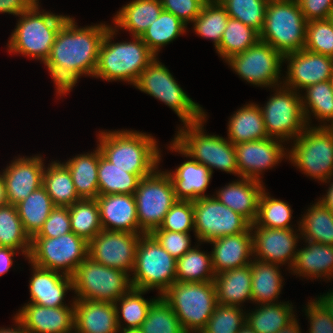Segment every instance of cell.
<instances>
[{"label": "cell", "mask_w": 333, "mask_h": 333, "mask_svg": "<svg viewBox=\"0 0 333 333\" xmlns=\"http://www.w3.org/2000/svg\"><path fill=\"white\" fill-rule=\"evenodd\" d=\"M304 49L333 58V23L330 19L307 22Z\"/></svg>", "instance_id": "f5cc1de1"}, {"label": "cell", "mask_w": 333, "mask_h": 333, "mask_svg": "<svg viewBox=\"0 0 333 333\" xmlns=\"http://www.w3.org/2000/svg\"><path fill=\"white\" fill-rule=\"evenodd\" d=\"M116 28L106 31L99 49L98 64L93 77L103 80H122L135 85L143 70L156 57L141 39L133 37L130 42L111 43Z\"/></svg>", "instance_id": "3957f363"}, {"label": "cell", "mask_w": 333, "mask_h": 333, "mask_svg": "<svg viewBox=\"0 0 333 333\" xmlns=\"http://www.w3.org/2000/svg\"><path fill=\"white\" fill-rule=\"evenodd\" d=\"M98 163L99 147L93 153L78 155L64 163L81 199H96L99 196Z\"/></svg>", "instance_id": "d6a6232c"}, {"label": "cell", "mask_w": 333, "mask_h": 333, "mask_svg": "<svg viewBox=\"0 0 333 333\" xmlns=\"http://www.w3.org/2000/svg\"><path fill=\"white\" fill-rule=\"evenodd\" d=\"M142 333H187L170 305L159 296L140 327Z\"/></svg>", "instance_id": "c3c4849f"}, {"label": "cell", "mask_w": 333, "mask_h": 333, "mask_svg": "<svg viewBox=\"0 0 333 333\" xmlns=\"http://www.w3.org/2000/svg\"><path fill=\"white\" fill-rule=\"evenodd\" d=\"M110 26L98 24L77 28L74 18L68 17L60 27L45 65H59L80 75L95 74L99 49Z\"/></svg>", "instance_id": "6da1fadb"}, {"label": "cell", "mask_w": 333, "mask_h": 333, "mask_svg": "<svg viewBox=\"0 0 333 333\" xmlns=\"http://www.w3.org/2000/svg\"><path fill=\"white\" fill-rule=\"evenodd\" d=\"M309 244L297 250L296 258L290 270L300 276L329 279L333 275V245L307 241Z\"/></svg>", "instance_id": "4dcf8cb0"}, {"label": "cell", "mask_w": 333, "mask_h": 333, "mask_svg": "<svg viewBox=\"0 0 333 333\" xmlns=\"http://www.w3.org/2000/svg\"><path fill=\"white\" fill-rule=\"evenodd\" d=\"M238 333H257L254 329H252L247 323L241 328Z\"/></svg>", "instance_id": "2644e50d"}, {"label": "cell", "mask_w": 333, "mask_h": 333, "mask_svg": "<svg viewBox=\"0 0 333 333\" xmlns=\"http://www.w3.org/2000/svg\"><path fill=\"white\" fill-rule=\"evenodd\" d=\"M259 40L260 33L257 30L245 25L240 20L229 17L221 43L216 51L226 61L231 56L244 52Z\"/></svg>", "instance_id": "ab89813d"}, {"label": "cell", "mask_w": 333, "mask_h": 333, "mask_svg": "<svg viewBox=\"0 0 333 333\" xmlns=\"http://www.w3.org/2000/svg\"><path fill=\"white\" fill-rule=\"evenodd\" d=\"M317 301L333 318V290L330 293L320 296Z\"/></svg>", "instance_id": "e7e4bbea"}, {"label": "cell", "mask_w": 333, "mask_h": 333, "mask_svg": "<svg viewBox=\"0 0 333 333\" xmlns=\"http://www.w3.org/2000/svg\"><path fill=\"white\" fill-rule=\"evenodd\" d=\"M100 133L98 147L102 155L120 169L142 177H147L158 169L161 155L152 136L136 130Z\"/></svg>", "instance_id": "7a4b0ae2"}, {"label": "cell", "mask_w": 333, "mask_h": 333, "mask_svg": "<svg viewBox=\"0 0 333 333\" xmlns=\"http://www.w3.org/2000/svg\"><path fill=\"white\" fill-rule=\"evenodd\" d=\"M287 59V60H286ZM288 61V73L285 87L295 90L331 80L333 75V58L314 53L306 49L283 56Z\"/></svg>", "instance_id": "ac0fdd59"}, {"label": "cell", "mask_w": 333, "mask_h": 333, "mask_svg": "<svg viewBox=\"0 0 333 333\" xmlns=\"http://www.w3.org/2000/svg\"><path fill=\"white\" fill-rule=\"evenodd\" d=\"M55 207L43 186L16 204L22 225L31 239L39 233Z\"/></svg>", "instance_id": "e575fe53"}, {"label": "cell", "mask_w": 333, "mask_h": 333, "mask_svg": "<svg viewBox=\"0 0 333 333\" xmlns=\"http://www.w3.org/2000/svg\"><path fill=\"white\" fill-rule=\"evenodd\" d=\"M157 59L155 57L143 70L134 86L164 102L178 115L183 124L196 123L206 118L199 104L188 97L170 71Z\"/></svg>", "instance_id": "ba28073f"}, {"label": "cell", "mask_w": 333, "mask_h": 333, "mask_svg": "<svg viewBox=\"0 0 333 333\" xmlns=\"http://www.w3.org/2000/svg\"><path fill=\"white\" fill-rule=\"evenodd\" d=\"M33 277L29 288L31 303L44 307H62L66 291L73 290L72 276L60 274L58 271L43 269L31 264Z\"/></svg>", "instance_id": "484cf974"}, {"label": "cell", "mask_w": 333, "mask_h": 333, "mask_svg": "<svg viewBox=\"0 0 333 333\" xmlns=\"http://www.w3.org/2000/svg\"><path fill=\"white\" fill-rule=\"evenodd\" d=\"M307 20L297 0L268 3L260 40L282 56L304 49Z\"/></svg>", "instance_id": "52a82bcc"}, {"label": "cell", "mask_w": 333, "mask_h": 333, "mask_svg": "<svg viewBox=\"0 0 333 333\" xmlns=\"http://www.w3.org/2000/svg\"><path fill=\"white\" fill-rule=\"evenodd\" d=\"M242 308L217 304L202 333H238L246 323Z\"/></svg>", "instance_id": "816d5d0a"}, {"label": "cell", "mask_w": 333, "mask_h": 333, "mask_svg": "<svg viewBox=\"0 0 333 333\" xmlns=\"http://www.w3.org/2000/svg\"><path fill=\"white\" fill-rule=\"evenodd\" d=\"M75 333H118L114 303L75 299Z\"/></svg>", "instance_id": "d4e9b609"}, {"label": "cell", "mask_w": 333, "mask_h": 333, "mask_svg": "<svg viewBox=\"0 0 333 333\" xmlns=\"http://www.w3.org/2000/svg\"><path fill=\"white\" fill-rule=\"evenodd\" d=\"M247 82L257 86H278L283 56L271 45L259 40L244 52L226 60Z\"/></svg>", "instance_id": "2e32d148"}, {"label": "cell", "mask_w": 333, "mask_h": 333, "mask_svg": "<svg viewBox=\"0 0 333 333\" xmlns=\"http://www.w3.org/2000/svg\"><path fill=\"white\" fill-rule=\"evenodd\" d=\"M0 248H3V246H2V242H1V239H0Z\"/></svg>", "instance_id": "b9fcfbb0"}, {"label": "cell", "mask_w": 333, "mask_h": 333, "mask_svg": "<svg viewBox=\"0 0 333 333\" xmlns=\"http://www.w3.org/2000/svg\"><path fill=\"white\" fill-rule=\"evenodd\" d=\"M42 157H21L14 160L2 173L8 204L16 205L43 184Z\"/></svg>", "instance_id": "44dd1931"}, {"label": "cell", "mask_w": 333, "mask_h": 333, "mask_svg": "<svg viewBox=\"0 0 333 333\" xmlns=\"http://www.w3.org/2000/svg\"><path fill=\"white\" fill-rule=\"evenodd\" d=\"M150 234L176 260L192 249L189 233L170 232L159 227Z\"/></svg>", "instance_id": "11a10c76"}, {"label": "cell", "mask_w": 333, "mask_h": 333, "mask_svg": "<svg viewBox=\"0 0 333 333\" xmlns=\"http://www.w3.org/2000/svg\"><path fill=\"white\" fill-rule=\"evenodd\" d=\"M259 307L246 314V323L257 333H277L295 319L291 304L274 302Z\"/></svg>", "instance_id": "74e56055"}, {"label": "cell", "mask_w": 333, "mask_h": 333, "mask_svg": "<svg viewBox=\"0 0 333 333\" xmlns=\"http://www.w3.org/2000/svg\"><path fill=\"white\" fill-rule=\"evenodd\" d=\"M69 232H72L69 209L56 206L44 222L42 229L34 237L54 238Z\"/></svg>", "instance_id": "9f6ffc18"}, {"label": "cell", "mask_w": 333, "mask_h": 333, "mask_svg": "<svg viewBox=\"0 0 333 333\" xmlns=\"http://www.w3.org/2000/svg\"><path fill=\"white\" fill-rule=\"evenodd\" d=\"M38 0H0V13L19 16L29 10Z\"/></svg>", "instance_id": "6125c7cd"}, {"label": "cell", "mask_w": 333, "mask_h": 333, "mask_svg": "<svg viewBox=\"0 0 333 333\" xmlns=\"http://www.w3.org/2000/svg\"><path fill=\"white\" fill-rule=\"evenodd\" d=\"M134 197L139 228L145 234L161 226L165 215L177 201L170 176L159 170L140 179Z\"/></svg>", "instance_id": "4fadbf2b"}, {"label": "cell", "mask_w": 333, "mask_h": 333, "mask_svg": "<svg viewBox=\"0 0 333 333\" xmlns=\"http://www.w3.org/2000/svg\"><path fill=\"white\" fill-rule=\"evenodd\" d=\"M132 287L149 291L158 289L160 296L176 282V259L151 234H142L136 248Z\"/></svg>", "instance_id": "30bf717a"}, {"label": "cell", "mask_w": 333, "mask_h": 333, "mask_svg": "<svg viewBox=\"0 0 333 333\" xmlns=\"http://www.w3.org/2000/svg\"><path fill=\"white\" fill-rule=\"evenodd\" d=\"M305 310L310 320V333H333V318L316 299L308 302Z\"/></svg>", "instance_id": "680465c9"}, {"label": "cell", "mask_w": 333, "mask_h": 333, "mask_svg": "<svg viewBox=\"0 0 333 333\" xmlns=\"http://www.w3.org/2000/svg\"><path fill=\"white\" fill-rule=\"evenodd\" d=\"M267 137L261 107L257 104L245 105L230 117L228 140L232 144L257 141Z\"/></svg>", "instance_id": "1f68e13d"}, {"label": "cell", "mask_w": 333, "mask_h": 333, "mask_svg": "<svg viewBox=\"0 0 333 333\" xmlns=\"http://www.w3.org/2000/svg\"><path fill=\"white\" fill-rule=\"evenodd\" d=\"M8 204L6 185L2 175H0V207Z\"/></svg>", "instance_id": "a7ac6f4b"}, {"label": "cell", "mask_w": 333, "mask_h": 333, "mask_svg": "<svg viewBox=\"0 0 333 333\" xmlns=\"http://www.w3.org/2000/svg\"><path fill=\"white\" fill-rule=\"evenodd\" d=\"M214 277L211 254H205L198 248L188 250L176 260L178 282H209L214 281Z\"/></svg>", "instance_id": "7bdbcfd3"}, {"label": "cell", "mask_w": 333, "mask_h": 333, "mask_svg": "<svg viewBox=\"0 0 333 333\" xmlns=\"http://www.w3.org/2000/svg\"><path fill=\"white\" fill-rule=\"evenodd\" d=\"M268 3L271 2H288V1H293V0H266Z\"/></svg>", "instance_id": "753ad0ef"}, {"label": "cell", "mask_w": 333, "mask_h": 333, "mask_svg": "<svg viewBox=\"0 0 333 333\" xmlns=\"http://www.w3.org/2000/svg\"><path fill=\"white\" fill-rule=\"evenodd\" d=\"M0 239L3 247L21 249L22 254L29 257L31 238L22 225L16 205L0 207Z\"/></svg>", "instance_id": "b9f144b4"}, {"label": "cell", "mask_w": 333, "mask_h": 333, "mask_svg": "<svg viewBox=\"0 0 333 333\" xmlns=\"http://www.w3.org/2000/svg\"><path fill=\"white\" fill-rule=\"evenodd\" d=\"M14 320L18 325L16 328H9V329L0 328V333H28L22 326L21 322L16 317H14Z\"/></svg>", "instance_id": "89a4df30"}, {"label": "cell", "mask_w": 333, "mask_h": 333, "mask_svg": "<svg viewBox=\"0 0 333 333\" xmlns=\"http://www.w3.org/2000/svg\"><path fill=\"white\" fill-rule=\"evenodd\" d=\"M204 3H215V2H219V0H201Z\"/></svg>", "instance_id": "34e18365"}, {"label": "cell", "mask_w": 333, "mask_h": 333, "mask_svg": "<svg viewBox=\"0 0 333 333\" xmlns=\"http://www.w3.org/2000/svg\"><path fill=\"white\" fill-rule=\"evenodd\" d=\"M172 172L167 173L172 180L177 200L195 201L200 197H206L204 192L209 185L212 173L205 165L191 159Z\"/></svg>", "instance_id": "83f0119b"}, {"label": "cell", "mask_w": 333, "mask_h": 333, "mask_svg": "<svg viewBox=\"0 0 333 333\" xmlns=\"http://www.w3.org/2000/svg\"><path fill=\"white\" fill-rule=\"evenodd\" d=\"M186 30V24L172 13L162 10L159 17L150 25L141 36L149 50L156 56L160 48Z\"/></svg>", "instance_id": "ee69618b"}, {"label": "cell", "mask_w": 333, "mask_h": 333, "mask_svg": "<svg viewBox=\"0 0 333 333\" xmlns=\"http://www.w3.org/2000/svg\"><path fill=\"white\" fill-rule=\"evenodd\" d=\"M288 156L304 174L327 183L333 176V129L325 123L317 128L307 126Z\"/></svg>", "instance_id": "8fae6325"}, {"label": "cell", "mask_w": 333, "mask_h": 333, "mask_svg": "<svg viewBox=\"0 0 333 333\" xmlns=\"http://www.w3.org/2000/svg\"><path fill=\"white\" fill-rule=\"evenodd\" d=\"M89 242L69 232L59 237H33L28 257L37 267L58 271L72 276L77 267L88 257Z\"/></svg>", "instance_id": "7c38bea8"}, {"label": "cell", "mask_w": 333, "mask_h": 333, "mask_svg": "<svg viewBox=\"0 0 333 333\" xmlns=\"http://www.w3.org/2000/svg\"><path fill=\"white\" fill-rule=\"evenodd\" d=\"M277 333H301L300 327L298 325L296 318L291 323H289L286 327L279 330Z\"/></svg>", "instance_id": "003e7915"}, {"label": "cell", "mask_w": 333, "mask_h": 333, "mask_svg": "<svg viewBox=\"0 0 333 333\" xmlns=\"http://www.w3.org/2000/svg\"><path fill=\"white\" fill-rule=\"evenodd\" d=\"M307 21L329 19L333 13V0H297Z\"/></svg>", "instance_id": "91938a15"}, {"label": "cell", "mask_w": 333, "mask_h": 333, "mask_svg": "<svg viewBox=\"0 0 333 333\" xmlns=\"http://www.w3.org/2000/svg\"><path fill=\"white\" fill-rule=\"evenodd\" d=\"M129 274L87 257L72 275L76 299L116 303L132 288Z\"/></svg>", "instance_id": "9c48e42d"}, {"label": "cell", "mask_w": 333, "mask_h": 333, "mask_svg": "<svg viewBox=\"0 0 333 333\" xmlns=\"http://www.w3.org/2000/svg\"><path fill=\"white\" fill-rule=\"evenodd\" d=\"M278 264L253 260L251 268L252 301L260 304L273 303L281 292L282 276Z\"/></svg>", "instance_id": "836d02e7"}, {"label": "cell", "mask_w": 333, "mask_h": 333, "mask_svg": "<svg viewBox=\"0 0 333 333\" xmlns=\"http://www.w3.org/2000/svg\"><path fill=\"white\" fill-rule=\"evenodd\" d=\"M263 190L258 207V214L251 226L266 228L289 229L292 210L289 204L282 200L274 199Z\"/></svg>", "instance_id": "681fc988"}, {"label": "cell", "mask_w": 333, "mask_h": 333, "mask_svg": "<svg viewBox=\"0 0 333 333\" xmlns=\"http://www.w3.org/2000/svg\"><path fill=\"white\" fill-rule=\"evenodd\" d=\"M146 290L131 288L127 293L122 295L115 304L116 314H117V324L119 331L121 330L120 323V312L122 314V319L127 322L124 328H140L143 321L146 319L148 310L152 303L156 299L147 301L142 297ZM120 302V308L117 306ZM120 310V311H119Z\"/></svg>", "instance_id": "7dc6e473"}, {"label": "cell", "mask_w": 333, "mask_h": 333, "mask_svg": "<svg viewBox=\"0 0 333 333\" xmlns=\"http://www.w3.org/2000/svg\"><path fill=\"white\" fill-rule=\"evenodd\" d=\"M330 20H331V22L333 23V13H332V15L330 16V18H329Z\"/></svg>", "instance_id": "11e5206c"}, {"label": "cell", "mask_w": 333, "mask_h": 333, "mask_svg": "<svg viewBox=\"0 0 333 333\" xmlns=\"http://www.w3.org/2000/svg\"><path fill=\"white\" fill-rule=\"evenodd\" d=\"M139 174L126 172L106 159L99 148L98 186L99 195L134 194L140 179Z\"/></svg>", "instance_id": "8d00e7d4"}, {"label": "cell", "mask_w": 333, "mask_h": 333, "mask_svg": "<svg viewBox=\"0 0 333 333\" xmlns=\"http://www.w3.org/2000/svg\"><path fill=\"white\" fill-rule=\"evenodd\" d=\"M327 194L320 200H318L324 207L333 212V182L327 190Z\"/></svg>", "instance_id": "03108f58"}, {"label": "cell", "mask_w": 333, "mask_h": 333, "mask_svg": "<svg viewBox=\"0 0 333 333\" xmlns=\"http://www.w3.org/2000/svg\"><path fill=\"white\" fill-rule=\"evenodd\" d=\"M250 264L218 273L214 277L217 303L239 306L246 300L252 301Z\"/></svg>", "instance_id": "f1b7e54d"}, {"label": "cell", "mask_w": 333, "mask_h": 333, "mask_svg": "<svg viewBox=\"0 0 333 333\" xmlns=\"http://www.w3.org/2000/svg\"><path fill=\"white\" fill-rule=\"evenodd\" d=\"M71 306L44 307L29 302L15 317L28 333H72L74 303Z\"/></svg>", "instance_id": "7402d4cb"}, {"label": "cell", "mask_w": 333, "mask_h": 333, "mask_svg": "<svg viewBox=\"0 0 333 333\" xmlns=\"http://www.w3.org/2000/svg\"><path fill=\"white\" fill-rule=\"evenodd\" d=\"M52 79L57 86V92L59 95L66 94L71 91V89L77 83L79 77L81 76L77 71L66 69L59 65H46Z\"/></svg>", "instance_id": "94428289"}, {"label": "cell", "mask_w": 333, "mask_h": 333, "mask_svg": "<svg viewBox=\"0 0 333 333\" xmlns=\"http://www.w3.org/2000/svg\"><path fill=\"white\" fill-rule=\"evenodd\" d=\"M204 121L205 118L184 124L186 128L179 129L169 148L205 165L211 173L217 168L239 177L234 144L223 137L204 134Z\"/></svg>", "instance_id": "277c9868"}, {"label": "cell", "mask_w": 333, "mask_h": 333, "mask_svg": "<svg viewBox=\"0 0 333 333\" xmlns=\"http://www.w3.org/2000/svg\"><path fill=\"white\" fill-rule=\"evenodd\" d=\"M96 201L103 230L144 233L139 228L134 194L99 195Z\"/></svg>", "instance_id": "603a6c76"}, {"label": "cell", "mask_w": 333, "mask_h": 333, "mask_svg": "<svg viewBox=\"0 0 333 333\" xmlns=\"http://www.w3.org/2000/svg\"><path fill=\"white\" fill-rule=\"evenodd\" d=\"M255 230L252 233L253 254L257 260L274 264H285L290 261V269L296 258V244L298 234H294L293 228L277 229L261 226H251Z\"/></svg>", "instance_id": "ffe728a7"}, {"label": "cell", "mask_w": 333, "mask_h": 333, "mask_svg": "<svg viewBox=\"0 0 333 333\" xmlns=\"http://www.w3.org/2000/svg\"><path fill=\"white\" fill-rule=\"evenodd\" d=\"M163 10L179 18L186 25L199 15L204 4L201 0H161Z\"/></svg>", "instance_id": "6f0895ef"}, {"label": "cell", "mask_w": 333, "mask_h": 333, "mask_svg": "<svg viewBox=\"0 0 333 333\" xmlns=\"http://www.w3.org/2000/svg\"><path fill=\"white\" fill-rule=\"evenodd\" d=\"M304 90L307 94L304 98L301 96V101L306 121L310 120V111L308 110L310 108L317 119L332 122L331 125H328V127H331L333 125V88L331 80L310 85Z\"/></svg>", "instance_id": "bcb514c9"}, {"label": "cell", "mask_w": 333, "mask_h": 333, "mask_svg": "<svg viewBox=\"0 0 333 333\" xmlns=\"http://www.w3.org/2000/svg\"><path fill=\"white\" fill-rule=\"evenodd\" d=\"M15 251L17 250L9 247L0 248V276L8 272L12 266Z\"/></svg>", "instance_id": "be15d7a7"}, {"label": "cell", "mask_w": 333, "mask_h": 333, "mask_svg": "<svg viewBox=\"0 0 333 333\" xmlns=\"http://www.w3.org/2000/svg\"><path fill=\"white\" fill-rule=\"evenodd\" d=\"M279 141V142H278ZM282 141L265 138L235 144L239 176L260 181V173L276 165L286 155Z\"/></svg>", "instance_id": "d6986e66"}, {"label": "cell", "mask_w": 333, "mask_h": 333, "mask_svg": "<svg viewBox=\"0 0 333 333\" xmlns=\"http://www.w3.org/2000/svg\"><path fill=\"white\" fill-rule=\"evenodd\" d=\"M161 297L170 305L187 333L201 332L218 304L214 281H176Z\"/></svg>", "instance_id": "8992f818"}, {"label": "cell", "mask_w": 333, "mask_h": 333, "mask_svg": "<svg viewBox=\"0 0 333 333\" xmlns=\"http://www.w3.org/2000/svg\"><path fill=\"white\" fill-rule=\"evenodd\" d=\"M121 333H142L140 328H122Z\"/></svg>", "instance_id": "8c879c8a"}, {"label": "cell", "mask_w": 333, "mask_h": 333, "mask_svg": "<svg viewBox=\"0 0 333 333\" xmlns=\"http://www.w3.org/2000/svg\"><path fill=\"white\" fill-rule=\"evenodd\" d=\"M162 10L161 0H133L123 6L113 20L115 27L130 31L133 37H141Z\"/></svg>", "instance_id": "f546056e"}, {"label": "cell", "mask_w": 333, "mask_h": 333, "mask_svg": "<svg viewBox=\"0 0 333 333\" xmlns=\"http://www.w3.org/2000/svg\"><path fill=\"white\" fill-rule=\"evenodd\" d=\"M261 183L241 177V180L219 190L215 198L253 224L257 218L259 200L264 190Z\"/></svg>", "instance_id": "4316f807"}, {"label": "cell", "mask_w": 333, "mask_h": 333, "mask_svg": "<svg viewBox=\"0 0 333 333\" xmlns=\"http://www.w3.org/2000/svg\"><path fill=\"white\" fill-rule=\"evenodd\" d=\"M230 18L262 31L268 2L266 0H219Z\"/></svg>", "instance_id": "f907efd6"}, {"label": "cell", "mask_w": 333, "mask_h": 333, "mask_svg": "<svg viewBox=\"0 0 333 333\" xmlns=\"http://www.w3.org/2000/svg\"><path fill=\"white\" fill-rule=\"evenodd\" d=\"M160 228L170 232L189 233L194 228L193 201L177 200L165 215Z\"/></svg>", "instance_id": "db71d44e"}, {"label": "cell", "mask_w": 333, "mask_h": 333, "mask_svg": "<svg viewBox=\"0 0 333 333\" xmlns=\"http://www.w3.org/2000/svg\"><path fill=\"white\" fill-rule=\"evenodd\" d=\"M38 3L19 15L20 20L7 45L9 52L21 53L45 63L60 27L69 16L40 12Z\"/></svg>", "instance_id": "5b68a950"}, {"label": "cell", "mask_w": 333, "mask_h": 333, "mask_svg": "<svg viewBox=\"0 0 333 333\" xmlns=\"http://www.w3.org/2000/svg\"><path fill=\"white\" fill-rule=\"evenodd\" d=\"M229 15L225 8L219 3H204L199 15L193 20L195 33L213 40L217 48L226 28Z\"/></svg>", "instance_id": "f6af8a7d"}, {"label": "cell", "mask_w": 333, "mask_h": 333, "mask_svg": "<svg viewBox=\"0 0 333 333\" xmlns=\"http://www.w3.org/2000/svg\"><path fill=\"white\" fill-rule=\"evenodd\" d=\"M251 227L236 235L223 236L209 241L213 244L212 265L215 275L251 264L253 254Z\"/></svg>", "instance_id": "cb8c5ba5"}, {"label": "cell", "mask_w": 333, "mask_h": 333, "mask_svg": "<svg viewBox=\"0 0 333 333\" xmlns=\"http://www.w3.org/2000/svg\"><path fill=\"white\" fill-rule=\"evenodd\" d=\"M142 234L145 233L101 230L89 242L88 257L127 274L133 272L136 248Z\"/></svg>", "instance_id": "e0dca14e"}, {"label": "cell", "mask_w": 333, "mask_h": 333, "mask_svg": "<svg viewBox=\"0 0 333 333\" xmlns=\"http://www.w3.org/2000/svg\"><path fill=\"white\" fill-rule=\"evenodd\" d=\"M331 84H332V88H333V75L331 77Z\"/></svg>", "instance_id": "2a66077c"}, {"label": "cell", "mask_w": 333, "mask_h": 333, "mask_svg": "<svg viewBox=\"0 0 333 333\" xmlns=\"http://www.w3.org/2000/svg\"><path fill=\"white\" fill-rule=\"evenodd\" d=\"M42 186L55 206L69 207L81 199L68 168L59 161L52 162L50 167L44 170Z\"/></svg>", "instance_id": "d590c367"}, {"label": "cell", "mask_w": 333, "mask_h": 333, "mask_svg": "<svg viewBox=\"0 0 333 333\" xmlns=\"http://www.w3.org/2000/svg\"><path fill=\"white\" fill-rule=\"evenodd\" d=\"M71 230L90 242L101 230L100 210L96 199H80L68 207Z\"/></svg>", "instance_id": "60d3db41"}, {"label": "cell", "mask_w": 333, "mask_h": 333, "mask_svg": "<svg viewBox=\"0 0 333 333\" xmlns=\"http://www.w3.org/2000/svg\"><path fill=\"white\" fill-rule=\"evenodd\" d=\"M194 232L200 242L246 232L251 223L215 197H200L193 201Z\"/></svg>", "instance_id": "9a60e30c"}, {"label": "cell", "mask_w": 333, "mask_h": 333, "mask_svg": "<svg viewBox=\"0 0 333 333\" xmlns=\"http://www.w3.org/2000/svg\"><path fill=\"white\" fill-rule=\"evenodd\" d=\"M282 87L261 107V111L268 137L287 141L290 138L296 139L309 123L304 115L299 92Z\"/></svg>", "instance_id": "5bb4252c"}, {"label": "cell", "mask_w": 333, "mask_h": 333, "mask_svg": "<svg viewBox=\"0 0 333 333\" xmlns=\"http://www.w3.org/2000/svg\"><path fill=\"white\" fill-rule=\"evenodd\" d=\"M299 231L306 241L333 245V212L318 201L300 221Z\"/></svg>", "instance_id": "f35d334b"}]
</instances>
